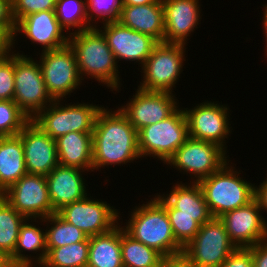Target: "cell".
Returning a JSON list of instances; mask_svg holds the SVG:
<instances>
[{
    "label": "cell",
    "mask_w": 267,
    "mask_h": 267,
    "mask_svg": "<svg viewBox=\"0 0 267 267\" xmlns=\"http://www.w3.org/2000/svg\"><path fill=\"white\" fill-rule=\"evenodd\" d=\"M92 172L141 159L137 130L119 110L102 107L92 133Z\"/></svg>",
    "instance_id": "1"
},
{
    "label": "cell",
    "mask_w": 267,
    "mask_h": 267,
    "mask_svg": "<svg viewBox=\"0 0 267 267\" xmlns=\"http://www.w3.org/2000/svg\"><path fill=\"white\" fill-rule=\"evenodd\" d=\"M69 45L75 52L82 80L94 78L108 89L111 88V91L119 92L122 83L117 61L97 27L70 34Z\"/></svg>",
    "instance_id": "2"
},
{
    "label": "cell",
    "mask_w": 267,
    "mask_h": 267,
    "mask_svg": "<svg viewBox=\"0 0 267 267\" xmlns=\"http://www.w3.org/2000/svg\"><path fill=\"white\" fill-rule=\"evenodd\" d=\"M123 229L133 239L161 253L164 257L183 252L176 241L166 209L153 197L136 205Z\"/></svg>",
    "instance_id": "3"
},
{
    "label": "cell",
    "mask_w": 267,
    "mask_h": 267,
    "mask_svg": "<svg viewBox=\"0 0 267 267\" xmlns=\"http://www.w3.org/2000/svg\"><path fill=\"white\" fill-rule=\"evenodd\" d=\"M230 161L198 182L212 217L246 206L255 198V184L243 179Z\"/></svg>",
    "instance_id": "4"
},
{
    "label": "cell",
    "mask_w": 267,
    "mask_h": 267,
    "mask_svg": "<svg viewBox=\"0 0 267 267\" xmlns=\"http://www.w3.org/2000/svg\"><path fill=\"white\" fill-rule=\"evenodd\" d=\"M141 158L153 157L166 162L180 148L188 136V123L180 106L166 119L137 131ZM145 156V157H144Z\"/></svg>",
    "instance_id": "5"
},
{
    "label": "cell",
    "mask_w": 267,
    "mask_h": 267,
    "mask_svg": "<svg viewBox=\"0 0 267 267\" xmlns=\"http://www.w3.org/2000/svg\"><path fill=\"white\" fill-rule=\"evenodd\" d=\"M64 101L66 100H54L32 121L52 139L70 132L93 133L95 121L102 106L84 102L74 104L71 102L67 105Z\"/></svg>",
    "instance_id": "6"
},
{
    "label": "cell",
    "mask_w": 267,
    "mask_h": 267,
    "mask_svg": "<svg viewBox=\"0 0 267 267\" xmlns=\"http://www.w3.org/2000/svg\"><path fill=\"white\" fill-rule=\"evenodd\" d=\"M186 45L159 42L139 68L143 79L137 86L145 91L173 93L186 61Z\"/></svg>",
    "instance_id": "7"
},
{
    "label": "cell",
    "mask_w": 267,
    "mask_h": 267,
    "mask_svg": "<svg viewBox=\"0 0 267 267\" xmlns=\"http://www.w3.org/2000/svg\"><path fill=\"white\" fill-rule=\"evenodd\" d=\"M28 56L15 53L13 101L32 120L54 99L47 91L39 62Z\"/></svg>",
    "instance_id": "8"
},
{
    "label": "cell",
    "mask_w": 267,
    "mask_h": 267,
    "mask_svg": "<svg viewBox=\"0 0 267 267\" xmlns=\"http://www.w3.org/2000/svg\"><path fill=\"white\" fill-rule=\"evenodd\" d=\"M227 153L228 151L215 143L188 137L166 164L180 171L179 173L190 174L192 182H199L229 161Z\"/></svg>",
    "instance_id": "9"
},
{
    "label": "cell",
    "mask_w": 267,
    "mask_h": 267,
    "mask_svg": "<svg viewBox=\"0 0 267 267\" xmlns=\"http://www.w3.org/2000/svg\"><path fill=\"white\" fill-rule=\"evenodd\" d=\"M39 54L38 62L43 80L48 93L54 100H63L83 85L75 52L69 44Z\"/></svg>",
    "instance_id": "10"
},
{
    "label": "cell",
    "mask_w": 267,
    "mask_h": 267,
    "mask_svg": "<svg viewBox=\"0 0 267 267\" xmlns=\"http://www.w3.org/2000/svg\"><path fill=\"white\" fill-rule=\"evenodd\" d=\"M236 249L219 217H212L200 226L183 252L199 267H220Z\"/></svg>",
    "instance_id": "11"
},
{
    "label": "cell",
    "mask_w": 267,
    "mask_h": 267,
    "mask_svg": "<svg viewBox=\"0 0 267 267\" xmlns=\"http://www.w3.org/2000/svg\"><path fill=\"white\" fill-rule=\"evenodd\" d=\"M218 102L207 100L192 109L183 110L187 118L189 137L215 143L227 151L225 138L228 139L233 130L229 124L230 108L227 104Z\"/></svg>",
    "instance_id": "12"
},
{
    "label": "cell",
    "mask_w": 267,
    "mask_h": 267,
    "mask_svg": "<svg viewBox=\"0 0 267 267\" xmlns=\"http://www.w3.org/2000/svg\"><path fill=\"white\" fill-rule=\"evenodd\" d=\"M89 196L64 206L57 213L88 237L111 231L120 222V211L106 201Z\"/></svg>",
    "instance_id": "13"
},
{
    "label": "cell",
    "mask_w": 267,
    "mask_h": 267,
    "mask_svg": "<svg viewBox=\"0 0 267 267\" xmlns=\"http://www.w3.org/2000/svg\"><path fill=\"white\" fill-rule=\"evenodd\" d=\"M1 196L27 219H44L55 213L42 175L25 174Z\"/></svg>",
    "instance_id": "14"
},
{
    "label": "cell",
    "mask_w": 267,
    "mask_h": 267,
    "mask_svg": "<svg viewBox=\"0 0 267 267\" xmlns=\"http://www.w3.org/2000/svg\"><path fill=\"white\" fill-rule=\"evenodd\" d=\"M175 95L169 92L145 91L137 88L127 104L117 108L138 131L169 117L179 107V100Z\"/></svg>",
    "instance_id": "15"
},
{
    "label": "cell",
    "mask_w": 267,
    "mask_h": 267,
    "mask_svg": "<svg viewBox=\"0 0 267 267\" xmlns=\"http://www.w3.org/2000/svg\"><path fill=\"white\" fill-rule=\"evenodd\" d=\"M97 28L103 33L109 48L119 61H135L142 67L159 43L153 37L122 25L119 21L103 23Z\"/></svg>",
    "instance_id": "16"
},
{
    "label": "cell",
    "mask_w": 267,
    "mask_h": 267,
    "mask_svg": "<svg viewBox=\"0 0 267 267\" xmlns=\"http://www.w3.org/2000/svg\"><path fill=\"white\" fill-rule=\"evenodd\" d=\"M219 218L236 248H250L267 240V220L262 216V210L255 199Z\"/></svg>",
    "instance_id": "17"
},
{
    "label": "cell",
    "mask_w": 267,
    "mask_h": 267,
    "mask_svg": "<svg viewBox=\"0 0 267 267\" xmlns=\"http://www.w3.org/2000/svg\"><path fill=\"white\" fill-rule=\"evenodd\" d=\"M65 32V29L58 22L54 10L33 13L22 18L16 24L12 49L15 48L14 45L17 44L15 38L20 33L21 36L22 34L26 36L24 38L30 39L34 46L35 44L40 45L41 52L58 49L69 44L70 35Z\"/></svg>",
    "instance_id": "18"
},
{
    "label": "cell",
    "mask_w": 267,
    "mask_h": 267,
    "mask_svg": "<svg viewBox=\"0 0 267 267\" xmlns=\"http://www.w3.org/2000/svg\"><path fill=\"white\" fill-rule=\"evenodd\" d=\"M28 174L47 176L58 164L56 141L30 120L18 134Z\"/></svg>",
    "instance_id": "19"
},
{
    "label": "cell",
    "mask_w": 267,
    "mask_h": 267,
    "mask_svg": "<svg viewBox=\"0 0 267 267\" xmlns=\"http://www.w3.org/2000/svg\"><path fill=\"white\" fill-rule=\"evenodd\" d=\"M164 43L188 45L190 35L201 21L199 0H162Z\"/></svg>",
    "instance_id": "20"
},
{
    "label": "cell",
    "mask_w": 267,
    "mask_h": 267,
    "mask_svg": "<svg viewBox=\"0 0 267 267\" xmlns=\"http://www.w3.org/2000/svg\"><path fill=\"white\" fill-rule=\"evenodd\" d=\"M170 193H156L154 198L166 209L167 215L197 216V223L202 226L208 222L212 215L202 188L198 182L174 183ZM158 194V195H157Z\"/></svg>",
    "instance_id": "21"
},
{
    "label": "cell",
    "mask_w": 267,
    "mask_h": 267,
    "mask_svg": "<svg viewBox=\"0 0 267 267\" xmlns=\"http://www.w3.org/2000/svg\"><path fill=\"white\" fill-rule=\"evenodd\" d=\"M84 170L58 164L47 176L49 197L55 213L64 206L86 197L88 186Z\"/></svg>",
    "instance_id": "22"
},
{
    "label": "cell",
    "mask_w": 267,
    "mask_h": 267,
    "mask_svg": "<svg viewBox=\"0 0 267 267\" xmlns=\"http://www.w3.org/2000/svg\"><path fill=\"white\" fill-rule=\"evenodd\" d=\"M118 21L126 27L153 37L158 42H163L164 10L162 0L146 5H123Z\"/></svg>",
    "instance_id": "23"
},
{
    "label": "cell",
    "mask_w": 267,
    "mask_h": 267,
    "mask_svg": "<svg viewBox=\"0 0 267 267\" xmlns=\"http://www.w3.org/2000/svg\"><path fill=\"white\" fill-rule=\"evenodd\" d=\"M32 222L42 225L37 219H26L24 221L19 231L14 253L9 258L11 265H33L38 267L46 257V232H44L46 230L39 227V225L37 227L36 223ZM27 251L36 254V256L25 254Z\"/></svg>",
    "instance_id": "24"
},
{
    "label": "cell",
    "mask_w": 267,
    "mask_h": 267,
    "mask_svg": "<svg viewBox=\"0 0 267 267\" xmlns=\"http://www.w3.org/2000/svg\"><path fill=\"white\" fill-rule=\"evenodd\" d=\"M55 141L60 165L92 171V133L70 132Z\"/></svg>",
    "instance_id": "25"
},
{
    "label": "cell",
    "mask_w": 267,
    "mask_h": 267,
    "mask_svg": "<svg viewBox=\"0 0 267 267\" xmlns=\"http://www.w3.org/2000/svg\"><path fill=\"white\" fill-rule=\"evenodd\" d=\"M27 174L19 135L0 137V195Z\"/></svg>",
    "instance_id": "26"
},
{
    "label": "cell",
    "mask_w": 267,
    "mask_h": 267,
    "mask_svg": "<svg viewBox=\"0 0 267 267\" xmlns=\"http://www.w3.org/2000/svg\"><path fill=\"white\" fill-rule=\"evenodd\" d=\"M87 267H124L120 223L107 233L89 237Z\"/></svg>",
    "instance_id": "27"
},
{
    "label": "cell",
    "mask_w": 267,
    "mask_h": 267,
    "mask_svg": "<svg viewBox=\"0 0 267 267\" xmlns=\"http://www.w3.org/2000/svg\"><path fill=\"white\" fill-rule=\"evenodd\" d=\"M121 255L124 267H163L164 256L129 236L121 226Z\"/></svg>",
    "instance_id": "28"
},
{
    "label": "cell",
    "mask_w": 267,
    "mask_h": 267,
    "mask_svg": "<svg viewBox=\"0 0 267 267\" xmlns=\"http://www.w3.org/2000/svg\"><path fill=\"white\" fill-rule=\"evenodd\" d=\"M89 237L85 241L57 248H47L46 257L39 267H87Z\"/></svg>",
    "instance_id": "29"
},
{
    "label": "cell",
    "mask_w": 267,
    "mask_h": 267,
    "mask_svg": "<svg viewBox=\"0 0 267 267\" xmlns=\"http://www.w3.org/2000/svg\"><path fill=\"white\" fill-rule=\"evenodd\" d=\"M46 227V248H57L85 241L88 236L80 229L65 221L58 213L38 219ZM51 226H50V225Z\"/></svg>",
    "instance_id": "30"
},
{
    "label": "cell",
    "mask_w": 267,
    "mask_h": 267,
    "mask_svg": "<svg viewBox=\"0 0 267 267\" xmlns=\"http://www.w3.org/2000/svg\"><path fill=\"white\" fill-rule=\"evenodd\" d=\"M26 219L0 195V251L9 258L14 253L20 228Z\"/></svg>",
    "instance_id": "31"
},
{
    "label": "cell",
    "mask_w": 267,
    "mask_h": 267,
    "mask_svg": "<svg viewBox=\"0 0 267 267\" xmlns=\"http://www.w3.org/2000/svg\"><path fill=\"white\" fill-rule=\"evenodd\" d=\"M54 11L58 22L69 35L93 28L88 21L86 0H56Z\"/></svg>",
    "instance_id": "32"
},
{
    "label": "cell",
    "mask_w": 267,
    "mask_h": 267,
    "mask_svg": "<svg viewBox=\"0 0 267 267\" xmlns=\"http://www.w3.org/2000/svg\"><path fill=\"white\" fill-rule=\"evenodd\" d=\"M29 121L13 100H0V137L18 135Z\"/></svg>",
    "instance_id": "33"
},
{
    "label": "cell",
    "mask_w": 267,
    "mask_h": 267,
    "mask_svg": "<svg viewBox=\"0 0 267 267\" xmlns=\"http://www.w3.org/2000/svg\"><path fill=\"white\" fill-rule=\"evenodd\" d=\"M86 7L88 21L96 27L98 19L102 24L118 21L123 5L122 0H86Z\"/></svg>",
    "instance_id": "34"
},
{
    "label": "cell",
    "mask_w": 267,
    "mask_h": 267,
    "mask_svg": "<svg viewBox=\"0 0 267 267\" xmlns=\"http://www.w3.org/2000/svg\"><path fill=\"white\" fill-rule=\"evenodd\" d=\"M176 241L186 246L197 234L200 225L197 223V216L168 215Z\"/></svg>",
    "instance_id": "35"
},
{
    "label": "cell",
    "mask_w": 267,
    "mask_h": 267,
    "mask_svg": "<svg viewBox=\"0 0 267 267\" xmlns=\"http://www.w3.org/2000/svg\"><path fill=\"white\" fill-rule=\"evenodd\" d=\"M10 51L0 59V100H13L14 97V71L15 53Z\"/></svg>",
    "instance_id": "36"
},
{
    "label": "cell",
    "mask_w": 267,
    "mask_h": 267,
    "mask_svg": "<svg viewBox=\"0 0 267 267\" xmlns=\"http://www.w3.org/2000/svg\"><path fill=\"white\" fill-rule=\"evenodd\" d=\"M56 0H12L13 17L16 24L24 17L47 10H55Z\"/></svg>",
    "instance_id": "37"
},
{
    "label": "cell",
    "mask_w": 267,
    "mask_h": 267,
    "mask_svg": "<svg viewBox=\"0 0 267 267\" xmlns=\"http://www.w3.org/2000/svg\"><path fill=\"white\" fill-rule=\"evenodd\" d=\"M0 30L11 40L16 32V22L13 17L12 0H0Z\"/></svg>",
    "instance_id": "38"
},
{
    "label": "cell",
    "mask_w": 267,
    "mask_h": 267,
    "mask_svg": "<svg viewBox=\"0 0 267 267\" xmlns=\"http://www.w3.org/2000/svg\"><path fill=\"white\" fill-rule=\"evenodd\" d=\"M220 267H253L252 247L236 248Z\"/></svg>",
    "instance_id": "39"
},
{
    "label": "cell",
    "mask_w": 267,
    "mask_h": 267,
    "mask_svg": "<svg viewBox=\"0 0 267 267\" xmlns=\"http://www.w3.org/2000/svg\"><path fill=\"white\" fill-rule=\"evenodd\" d=\"M163 267H199L184 252L164 257Z\"/></svg>",
    "instance_id": "40"
},
{
    "label": "cell",
    "mask_w": 267,
    "mask_h": 267,
    "mask_svg": "<svg viewBox=\"0 0 267 267\" xmlns=\"http://www.w3.org/2000/svg\"><path fill=\"white\" fill-rule=\"evenodd\" d=\"M253 267H267V240L252 247Z\"/></svg>",
    "instance_id": "41"
},
{
    "label": "cell",
    "mask_w": 267,
    "mask_h": 267,
    "mask_svg": "<svg viewBox=\"0 0 267 267\" xmlns=\"http://www.w3.org/2000/svg\"><path fill=\"white\" fill-rule=\"evenodd\" d=\"M260 185L255 186V200L258 202L259 207L267 213V179H264Z\"/></svg>",
    "instance_id": "42"
},
{
    "label": "cell",
    "mask_w": 267,
    "mask_h": 267,
    "mask_svg": "<svg viewBox=\"0 0 267 267\" xmlns=\"http://www.w3.org/2000/svg\"><path fill=\"white\" fill-rule=\"evenodd\" d=\"M12 51V40L0 30V59Z\"/></svg>",
    "instance_id": "43"
},
{
    "label": "cell",
    "mask_w": 267,
    "mask_h": 267,
    "mask_svg": "<svg viewBox=\"0 0 267 267\" xmlns=\"http://www.w3.org/2000/svg\"><path fill=\"white\" fill-rule=\"evenodd\" d=\"M159 0H122V5H146V4H152L157 3Z\"/></svg>",
    "instance_id": "44"
},
{
    "label": "cell",
    "mask_w": 267,
    "mask_h": 267,
    "mask_svg": "<svg viewBox=\"0 0 267 267\" xmlns=\"http://www.w3.org/2000/svg\"><path fill=\"white\" fill-rule=\"evenodd\" d=\"M265 9H264V12H263V17H262V19H263V21H262V29H263V32H264V37H265V40H266V42H265V44H266V47H265V50H266V52H267V4H263L262 5ZM266 56H267V53H266Z\"/></svg>",
    "instance_id": "45"
},
{
    "label": "cell",
    "mask_w": 267,
    "mask_h": 267,
    "mask_svg": "<svg viewBox=\"0 0 267 267\" xmlns=\"http://www.w3.org/2000/svg\"><path fill=\"white\" fill-rule=\"evenodd\" d=\"M10 265L9 257L0 251V267H9Z\"/></svg>",
    "instance_id": "46"
},
{
    "label": "cell",
    "mask_w": 267,
    "mask_h": 267,
    "mask_svg": "<svg viewBox=\"0 0 267 267\" xmlns=\"http://www.w3.org/2000/svg\"><path fill=\"white\" fill-rule=\"evenodd\" d=\"M9 267H37L33 265H10Z\"/></svg>",
    "instance_id": "47"
}]
</instances>
